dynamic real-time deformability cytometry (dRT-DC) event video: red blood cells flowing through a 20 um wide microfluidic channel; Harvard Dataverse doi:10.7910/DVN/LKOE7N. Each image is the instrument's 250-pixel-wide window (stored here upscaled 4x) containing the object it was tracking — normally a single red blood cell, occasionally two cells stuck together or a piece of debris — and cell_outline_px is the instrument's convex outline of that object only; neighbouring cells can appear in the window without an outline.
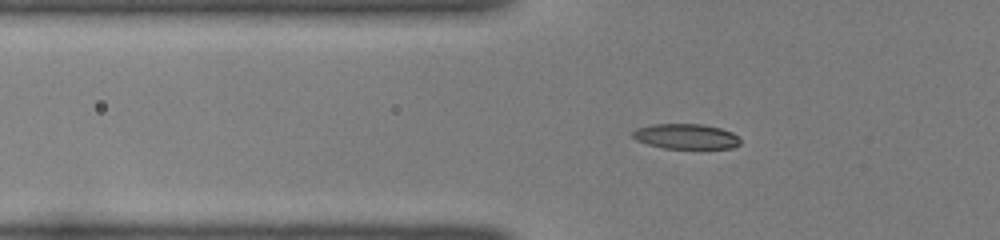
{"species": "common noctule bat (a hibernating species)", "species_latin": "Nyctalus noctula", "temperature_condition": "room temperature", "stored_images_in_passage": 40, "camera_frame_rate_fps": 3000, "um_per_image_px": 0.085, "animal": {"sex": "female", "body_mass_g": 22.0, "forearm_length_mm": 56.7}, "frame": {"image": 1, "passage_image": 8, "time_ms": 2.333, "image_size_px": [1000, 240], "cell_outline_px": [[740, 144], [732, 148], [664, 148], [648, 144], [636, 140], [632, 136], [632, 132], [636, 128], [652, 124], [704, 124], [720, 128], [732, 132], [740, 140]], "centroid_in_image_um": [58.29, 11.59], "position_along_channel_um": 67.5, "area_um2": 15.72}}
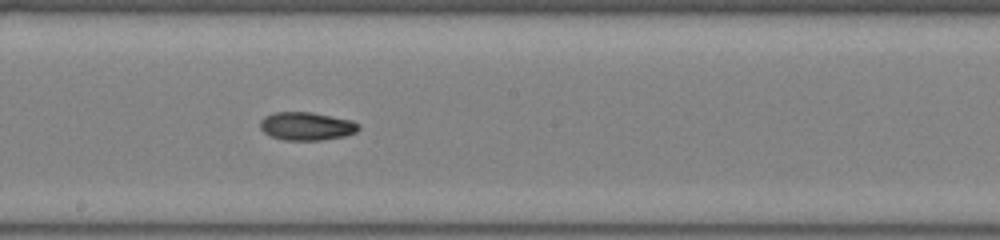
{"frame": {"image": 2, "passage_image": 20, "time_ms": 6.333, "image_size_px": [1000, 240], "cell_outline_px": [[360, 128], [356, 132], [344, 136], [324, 140], [284, 140], [272, 136], [264, 132], [260, 128], [260, 120], [264, 116], [272, 112], [312, 112], [352, 120], [360, 124]], "centroid_in_image_um": [26.06, 10.72], "position_along_channel_um": 222.1, "area_um2": 16.3}}
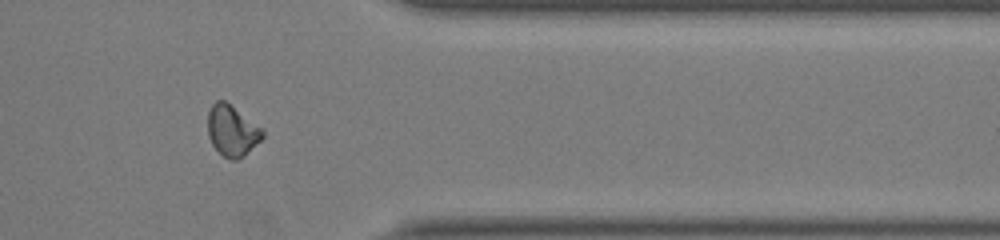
{"frame": {"image": 3, "passage_image": 33, "time_ms": 10.667, "image_size_px": [1000, 240], "cell_outline_px": [[264, 136], [244, 156], [236, 160], [232, 160], [224, 156], [212, 144], [208, 136], [208, 112], [212, 104], [216, 100], [224, 100], [260, 128], [264, 132]], "centroid_in_image_um": [19.69, 11.12], "position_along_channel_um": 391.7, "area_um2": 15.78}}